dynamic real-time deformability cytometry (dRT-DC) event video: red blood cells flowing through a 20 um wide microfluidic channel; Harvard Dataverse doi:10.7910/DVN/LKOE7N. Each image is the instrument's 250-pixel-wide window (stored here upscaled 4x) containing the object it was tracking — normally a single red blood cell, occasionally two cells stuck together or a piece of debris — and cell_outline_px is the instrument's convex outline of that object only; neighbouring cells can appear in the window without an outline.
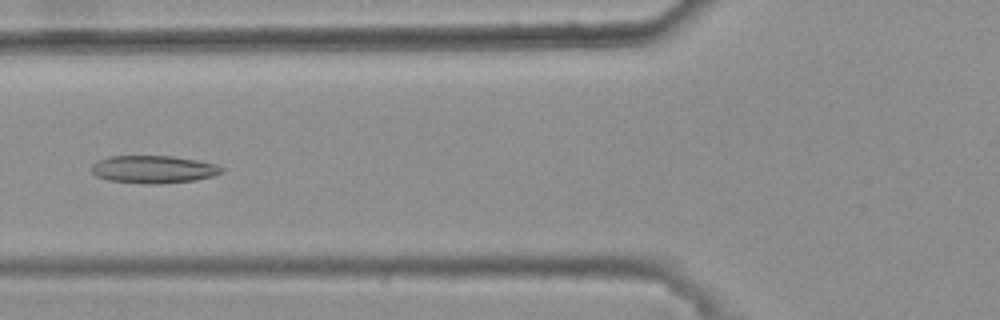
{"species": "common noctule bat (a hibernating species)", "species_latin": "Nyctalus noctula", "temperature_condition": "warm", "stored_images_in_passage": 41, "camera_frame_rate_fps": 3000, "um_per_image_px": 0.085, "animal": {"sex": "female", "body_mass_g": 25.1}, "frame": {"image": 1, "passage_image": 16, "time_ms": 5.0, "image_size_px": [1000, 320], "cell_outline_px": [[224, 172], [212, 176], [196, 180], [160, 184], [140, 184], [108, 180], [96, 176], [92, 172], [92, 164], [108, 156], [172, 156], [196, 160], [216, 164], [224, 168]], "centroid_in_image_um": [13.05, 14.4], "position_along_channel_um": 112.7, "area_um2": 21.1}}
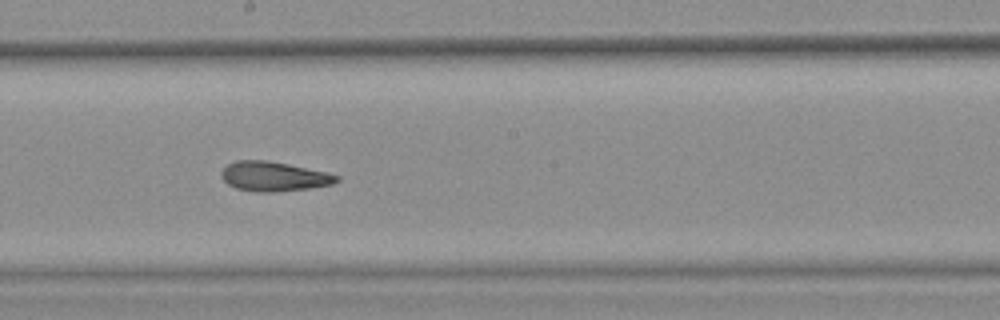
{"frame": {"image": 2, "passage_image": 25, "time_ms": 8.0, "image_size_px": [1000, 320], "cell_outline_px": [[340, 180], [332, 184], [308, 188], [272, 192], [256, 192], [236, 188], [228, 184], [220, 176], [220, 172], [228, 164], [236, 160], [268, 160], [328, 172], [340, 176]], "centroid_in_image_um": [23.27, 14.99], "position_along_channel_um": 224.9, "area_um2": 19.88}}
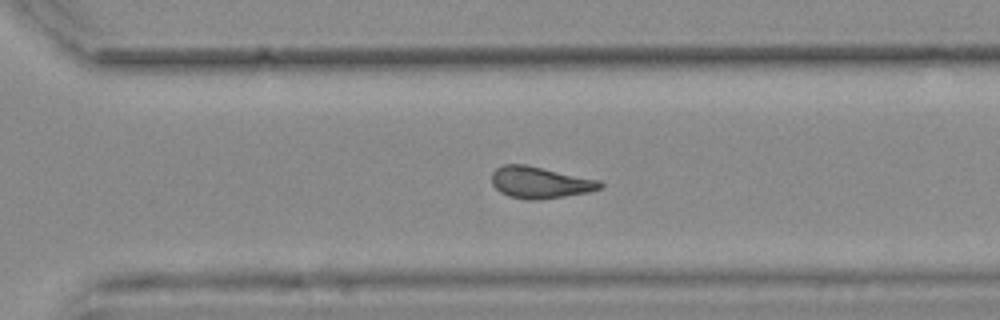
{"frame": {"image": 3, "passage_image": 33, "time_ms": 10.667, "image_size_px": [1000, 320], "cell_outline_px": [[604, 184], [600, 188], [592, 192], [540, 200], [528, 200], [508, 196], [500, 192], [492, 184], [492, 172], [496, 168], [504, 164], [524, 164], [600, 180]], "centroid_in_image_um": [45.91, 15.52], "position_along_channel_um": 324.7, "area_um2": 20.11}, "authors_computed_cell_mechanics": {"area_um2": 19.9988, "velocity_mm_per_s": 3.7465, "shape_relaxation_time_tau1_ms": null, "shape_relaxation_time_tau2_ms": 2.6195, "deformation_change_tau1": null, "deformation_change_tau2": 0.1091}}